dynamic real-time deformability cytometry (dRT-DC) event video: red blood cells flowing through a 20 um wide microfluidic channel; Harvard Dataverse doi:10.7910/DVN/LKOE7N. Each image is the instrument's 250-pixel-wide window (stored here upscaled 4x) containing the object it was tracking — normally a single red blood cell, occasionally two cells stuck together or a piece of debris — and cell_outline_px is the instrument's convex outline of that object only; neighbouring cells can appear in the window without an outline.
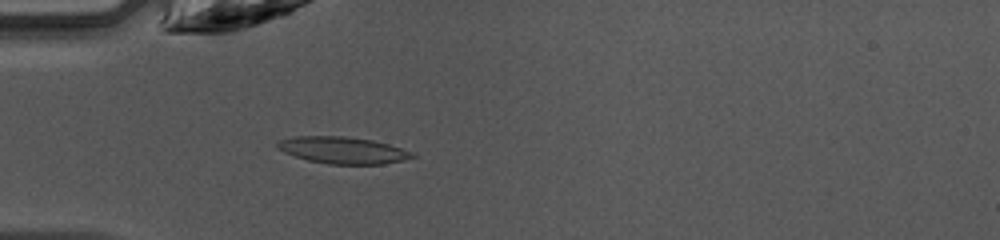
{"species": "common noctule bat (a hibernating species)", "species_latin": "Nyctalus noctula", "temperature_condition": "warm", "stored_images_in_passage": 47, "camera_frame_rate_fps": 3000, "um_per_image_px": 0.085, "animal": {"sex": "female", "body_mass_g": 10.0, "forearm_length_mm": 53.1}, "frame": {"image": 1, "passage_image": 14, "time_ms": 4.333, "image_size_px": [1000, 240], "cell_outline_px": [[416, 156], [384, 164], [328, 164], [308, 160], [284, 152], [276, 148], [276, 144], [280, 140], [296, 136], [344, 136], [372, 140], [388, 144], [416, 152]], "centroid_in_image_um": [29.15, 12.76], "position_along_channel_um": 55.9, "area_um2": 20.98}}
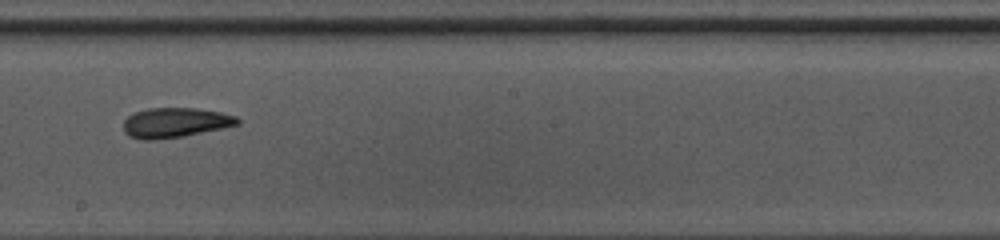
{"frame": {"image": 2, "passage_image": 27, "time_ms": 8.667, "image_size_px": [1000, 240], "cell_outline_px": [[240, 124], [184, 136], [156, 140], [144, 140], [128, 136], [124, 132], [124, 120], [128, 116], [136, 112], [148, 108], [196, 108], [220, 112], [236, 116], [240, 120]], "centroid_in_image_um": [14.88, 10.43], "position_along_channel_um": 233.3, "area_um2": 19.83}}
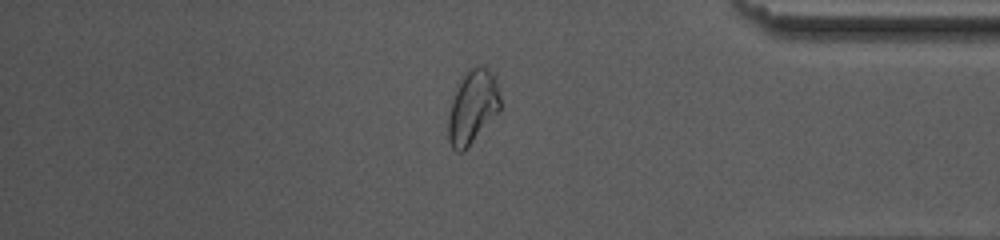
{"frame": {"image": 3, "passage_image": 40, "time_ms": 13.0, "image_size_px": [1000, 240], "cell_outline_px": [[500, 108], [464, 152], [456, 152], [452, 148], [448, 140], [448, 116], [452, 100], [464, 72], [468, 68], [488, 68], [492, 72], [500, 96]], "centroid_in_image_um": [40.14, 9.12], "position_along_channel_um": 395.1, "area_um2": 21.79}, "authors_computed_cell_mechanics": {"area_um2": 19.9988, "velocity_mm_per_s": 4.2245, "shape_relaxation_time_tau1_ms": 7.5437, "shape_relaxation_time_tau2_ms": 3.4141, "deformation_change_tau1": 0.2108, "deformation_change_tau2": 0.1087}}